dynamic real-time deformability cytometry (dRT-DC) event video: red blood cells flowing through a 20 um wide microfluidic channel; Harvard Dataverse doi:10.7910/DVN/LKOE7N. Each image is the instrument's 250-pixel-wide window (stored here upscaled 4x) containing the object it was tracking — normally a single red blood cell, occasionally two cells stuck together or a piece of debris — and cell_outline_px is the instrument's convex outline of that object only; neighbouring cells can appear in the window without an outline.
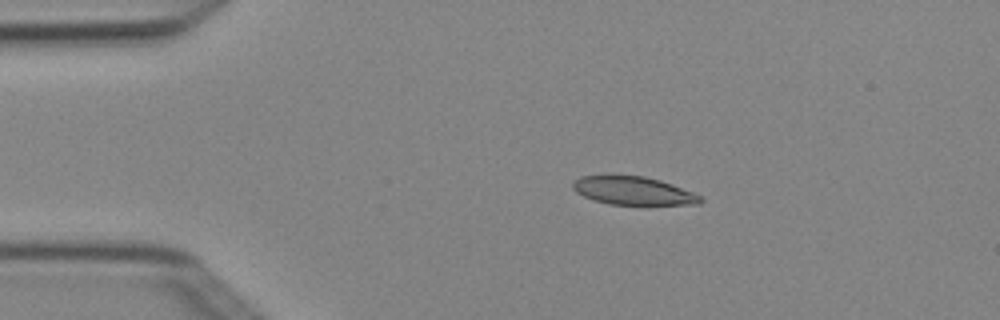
{"species": "Egyptian fruit bat (a non-hibernating species)", "species_latin": "Rousettus aegyptiacus", "temperature_condition": "cold", "stored_images_in_passage": 5, "camera_frame_rate_fps": 3000, "um_per_image_px": 0.085, "animal": {"sex": "female"}, "frame": {"image": 1, "passage_image": 3, "time_ms": 0.667, "image_size_px": [1000, 320], "cell_outline_px": [[704, 200], [700, 204], [608, 204], [584, 196], [576, 192], [572, 188], [572, 184], [580, 176], [644, 176], [660, 180], [672, 184], [692, 192], [700, 196]], "centroid_in_image_um": [53.83, 16.21], "position_along_channel_um": 31.2, "area_um2": 20.58}}
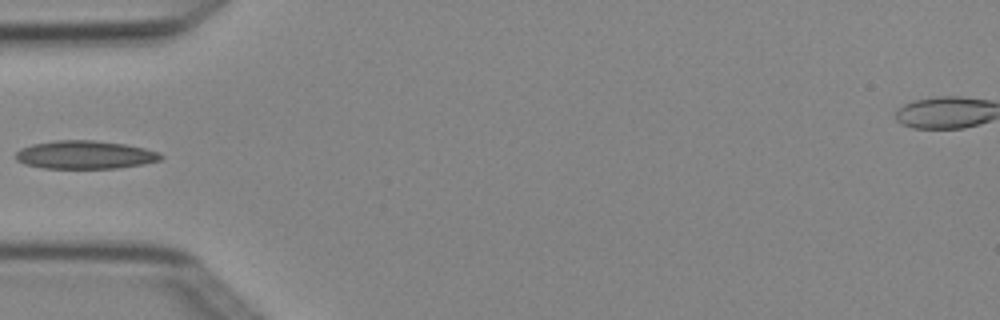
{"frame": {"image": 2, "passage_image": 5, "time_ms": 1.333, "image_size_px": [1000, 320], "cell_outline_px": [[164, 156], [160, 160], [140, 164], [116, 168], [44, 168], [24, 164], [16, 160], [16, 152], [20, 148], [32, 144], [56, 140], [92, 140], [124, 144], [144, 148], [160, 152]], "centroid_in_image_um": [7.2, 13.15], "position_along_channel_um": 77.8, "area_um2": 23.76}}